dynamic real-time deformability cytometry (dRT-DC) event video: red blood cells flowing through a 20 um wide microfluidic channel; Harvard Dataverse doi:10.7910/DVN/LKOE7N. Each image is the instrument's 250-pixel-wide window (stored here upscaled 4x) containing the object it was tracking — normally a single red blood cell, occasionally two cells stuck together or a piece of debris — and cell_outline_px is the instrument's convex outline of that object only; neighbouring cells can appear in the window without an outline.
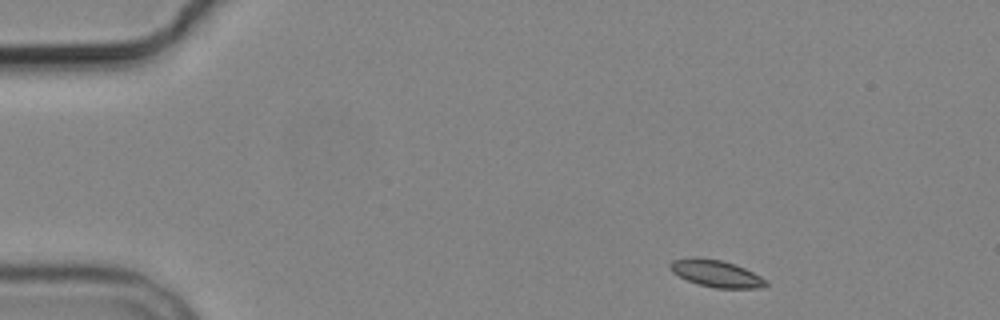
{"species": "common noctule bat (a hibernating species)", "species_latin": "Nyctalus noctula", "temperature_condition": "cold", "stored_images_in_passage": 12, "camera_frame_rate_fps": 3000, "um_per_image_px": 0.085, "animal": {"sex": "male", "body_mass_g": 19.2, "forearm_length_mm": 51.8}, "frame": {"image": 1, "passage_image": 1, "time_ms": 0.0, "image_size_px": [1000, 320], "cell_outline_px": [[768, 284], [760, 288], [716, 288], [700, 284], [688, 280], [672, 272], [668, 268], [668, 264], [672, 260], [692, 256], [696, 256], [720, 260], [744, 268], [768, 280]], "centroid_in_image_um": [60.84, 23.23], "position_along_channel_um": 24.2, "area_um2": 15.03}}
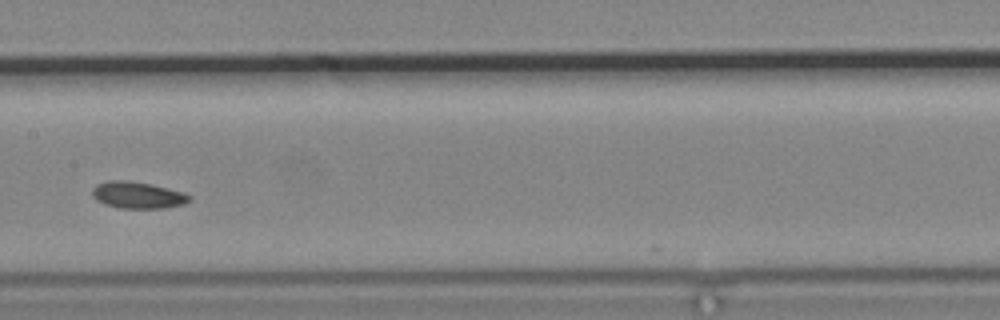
{"frame": {"image": 2, "passage_image": 6, "time_ms": 7.0, "image_size_px": [1000, 320], "cell_outline_px": [[192, 200], [184, 204], [164, 208], [120, 208], [104, 204], [96, 200], [92, 196], [92, 188], [96, 184], [108, 180], [128, 180], [152, 184], [184, 192], [192, 196]], "centroid_in_image_um": [11.71, 16.57], "position_along_channel_um": 195.7, "area_um2": 15.37}}
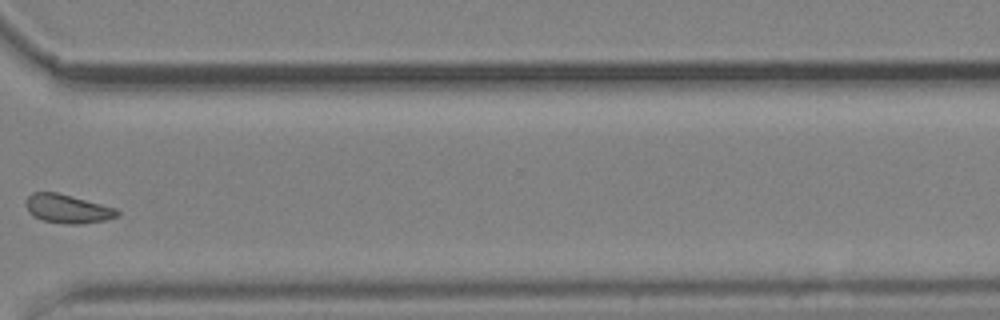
{"frame": {"image": 3, "passage_image": 10, "time_ms": 11.667, "image_size_px": [1000, 320], "cell_outline_px": [[120, 216], [104, 220], [80, 224], [68, 224], [44, 220], [28, 212], [24, 200], [32, 192], [56, 192], [116, 208], [120, 212]], "centroid_in_image_um": [5.74, 17.74], "position_along_channel_um": 364.9, "area_um2": 15.14}, "authors_computed_cell_mechanics": {"area_um2": 15.1436, "velocity_mm_per_s": 3.6158, "shape_relaxation_time_tau1_ms": 2.663, "shape_relaxation_time_tau2_ms": null, "deformation_change_tau1": 0.0518, "deformation_change_tau2": null}}